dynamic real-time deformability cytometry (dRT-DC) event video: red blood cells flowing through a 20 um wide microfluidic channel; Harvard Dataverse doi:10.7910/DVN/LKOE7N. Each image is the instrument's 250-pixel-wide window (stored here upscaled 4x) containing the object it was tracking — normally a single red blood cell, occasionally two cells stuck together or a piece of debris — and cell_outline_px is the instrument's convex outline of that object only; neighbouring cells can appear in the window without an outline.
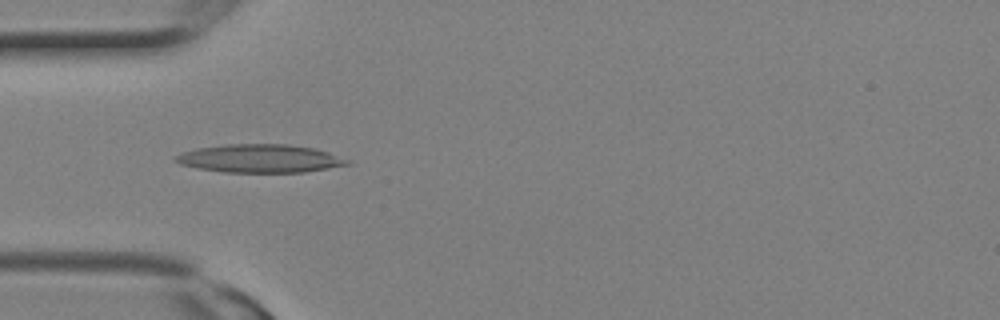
{"species": "Egyptian fruit bat (a non-hibernating species)", "species_latin": "Rousettus aegyptiacus", "temperature_condition": "room temperature", "stored_images_in_passage": 7, "camera_frame_rate_fps": 3000, "um_per_image_px": 0.085, "animal": {"sex": "female"}, "frame": {"image": 1, "passage_image": 4, "time_ms": 1.0, "image_size_px": [1000, 320], "cell_outline_px": [[352, 164], [304, 172], [224, 172], [200, 168], [180, 164], [172, 160], [180, 152], [196, 148], [224, 144], [288, 144], [316, 148], [352, 160]], "centroid_in_image_um": [22.12, 13.46], "position_along_channel_um": 62.9, "area_um2": 28.44}}
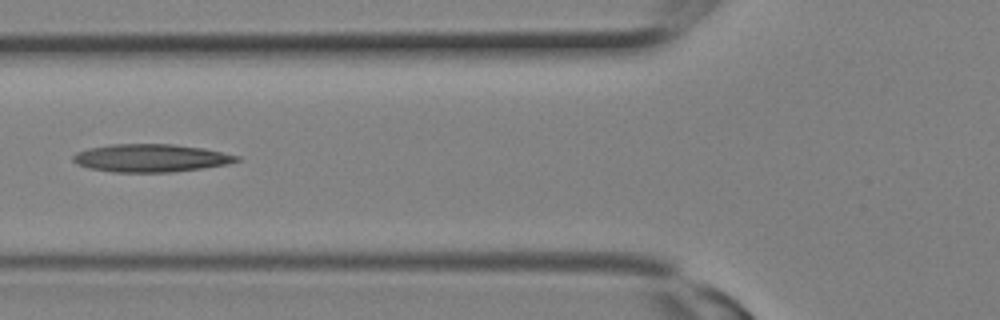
{"frame": {"image": 2, "passage_image": 6, "time_ms": 1.667, "image_size_px": [1000, 320], "cell_outline_px": [[240, 160], [228, 164], [172, 172], [112, 172], [88, 168], [76, 164], [72, 160], [72, 156], [76, 152], [88, 148], [112, 144], [172, 144], [204, 148], [240, 156]], "centroid_in_image_um": [12.79, 13.43], "position_along_channel_um": 113.0, "area_um2": 26.65}}